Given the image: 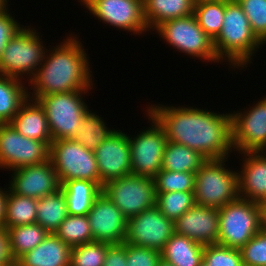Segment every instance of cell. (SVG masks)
<instances>
[{
  "instance_id": "cell-22",
  "label": "cell",
  "mask_w": 266,
  "mask_h": 266,
  "mask_svg": "<svg viewBox=\"0 0 266 266\" xmlns=\"http://www.w3.org/2000/svg\"><path fill=\"white\" fill-rule=\"evenodd\" d=\"M72 247L55 233L47 237L33 250L22 255L17 266H70Z\"/></svg>"
},
{
  "instance_id": "cell-4",
  "label": "cell",
  "mask_w": 266,
  "mask_h": 266,
  "mask_svg": "<svg viewBox=\"0 0 266 266\" xmlns=\"http://www.w3.org/2000/svg\"><path fill=\"white\" fill-rule=\"evenodd\" d=\"M39 33L34 27L23 26L13 36L0 58L1 75L27 82L34 77L48 50Z\"/></svg>"
},
{
  "instance_id": "cell-43",
  "label": "cell",
  "mask_w": 266,
  "mask_h": 266,
  "mask_svg": "<svg viewBox=\"0 0 266 266\" xmlns=\"http://www.w3.org/2000/svg\"><path fill=\"white\" fill-rule=\"evenodd\" d=\"M16 264L10 251L8 231L0 227V266H12Z\"/></svg>"
},
{
  "instance_id": "cell-45",
  "label": "cell",
  "mask_w": 266,
  "mask_h": 266,
  "mask_svg": "<svg viewBox=\"0 0 266 266\" xmlns=\"http://www.w3.org/2000/svg\"><path fill=\"white\" fill-rule=\"evenodd\" d=\"M261 230L266 233V203L261 204Z\"/></svg>"
},
{
  "instance_id": "cell-6",
  "label": "cell",
  "mask_w": 266,
  "mask_h": 266,
  "mask_svg": "<svg viewBox=\"0 0 266 266\" xmlns=\"http://www.w3.org/2000/svg\"><path fill=\"white\" fill-rule=\"evenodd\" d=\"M154 30L180 53L203 59L202 62H222L216 54L214 40L203 31L194 15L164 21Z\"/></svg>"
},
{
  "instance_id": "cell-44",
  "label": "cell",
  "mask_w": 266,
  "mask_h": 266,
  "mask_svg": "<svg viewBox=\"0 0 266 266\" xmlns=\"http://www.w3.org/2000/svg\"><path fill=\"white\" fill-rule=\"evenodd\" d=\"M7 188H0V227L4 226L5 212H6V200H7Z\"/></svg>"
},
{
  "instance_id": "cell-18",
  "label": "cell",
  "mask_w": 266,
  "mask_h": 266,
  "mask_svg": "<svg viewBox=\"0 0 266 266\" xmlns=\"http://www.w3.org/2000/svg\"><path fill=\"white\" fill-rule=\"evenodd\" d=\"M8 189L15 194L42 198L61 189L58 175L50 159L41 164L12 170Z\"/></svg>"
},
{
  "instance_id": "cell-21",
  "label": "cell",
  "mask_w": 266,
  "mask_h": 266,
  "mask_svg": "<svg viewBox=\"0 0 266 266\" xmlns=\"http://www.w3.org/2000/svg\"><path fill=\"white\" fill-rule=\"evenodd\" d=\"M10 124L23 136L45 142L49 147L53 141L45 111L37 100L28 98Z\"/></svg>"
},
{
  "instance_id": "cell-28",
  "label": "cell",
  "mask_w": 266,
  "mask_h": 266,
  "mask_svg": "<svg viewBox=\"0 0 266 266\" xmlns=\"http://www.w3.org/2000/svg\"><path fill=\"white\" fill-rule=\"evenodd\" d=\"M36 210V222L49 233H55L68 215L67 200L62 189L37 199Z\"/></svg>"
},
{
  "instance_id": "cell-38",
  "label": "cell",
  "mask_w": 266,
  "mask_h": 266,
  "mask_svg": "<svg viewBox=\"0 0 266 266\" xmlns=\"http://www.w3.org/2000/svg\"><path fill=\"white\" fill-rule=\"evenodd\" d=\"M247 16L257 38L266 44V0H236Z\"/></svg>"
},
{
  "instance_id": "cell-39",
  "label": "cell",
  "mask_w": 266,
  "mask_h": 266,
  "mask_svg": "<svg viewBox=\"0 0 266 266\" xmlns=\"http://www.w3.org/2000/svg\"><path fill=\"white\" fill-rule=\"evenodd\" d=\"M239 250L244 266H266V233L260 230Z\"/></svg>"
},
{
  "instance_id": "cell-26",
  "label": "cell",
  "mask_w": 266,
  "mask_h": 266,
  "mask_svg": "<svg viewBox=\"0 0 266 266\" xmlns=\"http://www.w3.org/2000/svg\"><path fill=\"white\" fill-rule=\"evenodd\" d=\"M26 82L0 74V124L10 123L29 98Z\"/></svg>"
},
{
  "instance_id": "cell-23",
  "label": "cell",
  "mask_w": 266,
  "mask_h": 266,
  "mask_svg": "<svg viewBox=\"0 0 266 266\" xmlns=\"http://www.w3.org/2000/svg\"><path fill=\"white\" fill-rule=\"evenodd\" d=\"M195 0H143L144 17L149 30L162 22L193 15Z\"/></svg>"
},
{
  "instance_id": "cell-31",
  "label": "cell",
  "mask_w": 266,
  "mask_h": 266,
  "mask_svg": "<svg viewBox=\"0 0 266 266\" xmlns=\"http://www.w3.org/2000/svg\"><path fill=\"white\" fill-rule=\"evenodd\" d=\"M105 123L107 122L96 112L89 110L71 139L88 150L95 151L114 130V128L111 129L106 126L107 124Z\"/></svg>"
},
{
  "instance_id": "cell-11",
  "label": "cell",
  "mask_w": 266,
  "mask_h": 266,
  "mask_svg": "<svg viewBox=\"0 0 266 266\" xmlns=\"http://www.w3.org/2000/svg\"><path fill=\"white\" fill-rule=\"evenodd\" d=\"M150 127L134 137L129 136L132 174L154 178L162 169L163 154L168 142L163 127L147 112ZM151 122V123H150Z\"/></svg>"
},
{
  "instance_id": "cell-35",
  "label": "cell",
  "mask_w": 266,
  "mask_h": 266,
  "mask_svg": "<svg viewBox=\"0 0 266 266\" xmlns=\"http://www.w3.org/2000/svg\"><path fill=\"white\" fill-rule=\"evenodd\" d=\"M111 245L93 241L72 247L70 266H103L107 250Z\"/></svg>"
},
{
  "instance_id": "cell-33",
  "label": "cell",
  "mask_w": 266,
  "mask_h": 266,
  "mask_svg": "<svg viewBox=\"0 0 266 266\" xmlns=\"http://www.w3.org/2000/svg\"><path fill=\"white\" fill-rule=\"evenodd\" d=\"M55 234L71 247L93 242L87 215H67Z\"/></svg>"
},
{
  "instance_id": "cell-37",
  "label": "cell",
  "mask_w": 266,
  "mask_h": 266,
  "mask_svg": "<svg viewBox=\"0 0 266 266\" xmlns=\"http://www.w3.org/2000/svg\"><path fill=\"white\" fill-rule=\"evenodd\" d=\"M203 261L207 266H244L239 249L218 243L204 246Z\"/></svg>"
},
{
  "instance_id": "cell-15",
  "label": "cell",
  "mask_w": 266,
  "mask_h": 266,
  "mask_svg": "<svg viewBox=\"0 0 266 266\" xmlns=\"http://www.w3.org/2000/svg\"><path fill=\"white\" fill-rule=\"evenodd\" d=\"M174 233V221L154 206L127 219L124 243L161 251Z\"/></svg>"
},
{
  "instance_id": "cell-2",
  "label": "cell",
  "mask_w": 266,
  "mask_h": 266,
  "mask_svg": "<svg viewBox=\"0 0 266 266\" xmlns=\"http://www.w3.org/2000/svg\"><path fill=\"white\" fill-rule=\"evenodd\" d=\"M77 36L70 34L58 46L47 50L37 73L27 84H31L29 98L36 100L43 95L93 88L89 57Z\"/></svg>"
},
{
  "instance_id": "cell-1",
  "label": "cell",
  "mask_w": 266,
  "mask_h": 266,
  "mask_svg": "<svg viewBox=\"0 0 266 266\" xmlns=\"http://www.w3.org/2000/svg\"><path fill=\"white\" fill-rule=\"evenodd\" d=\"M145 110L163 127L168 141L197 150L207 160L228 158L234 150L231 112L151 104ZM229 155V156H228Z\"/></svg>"
},
{
  "instance_id": "cell-36",
  "label": "cell",
  "mask_w": 266,
  "mask_h": 266,
  "mask_svg": "<svg viewBox=\"0 0 266 266\" xmlns=\"http://www.w3.org/2000/svg\"><path fill=\"white\" fill-rule=\"evenodd\" d=\"M153 179L156 193L172 191L194 192L195 173L161 169Z\"/></svg>"
},
{
  "instance_id": "cell-9",
  "label": "cell",
  "mask_w": 266,
  "mask_h": 266,
  "mask_svg": "<svg viewBox=\"0 0 266 266\" xmlns=\"http://www.w3.org/2000/svg\"><path fill=\"white\" fill-rule=\"evenodd\" d=\"M49 159L61 184L73 179L96 182L101 187L94 151L73 139L54 140L50 144Z\"/></svg>"
},
{
  "instance_id": "cell-34",
  "label": "cell",
  "mask_w": 266,
  "mask_h": 266,
  "mask_svg": "<svg viewBox=\"0 0 266 266\" xmlns=\"http://www.w3.org/2000/svg\"><path fill=\"white\" fill-rule=\"evenodd\" d=\"M195 204L194 192L156 193L155 206L174 222Z\"/></svg>"
},
{
  "instance_id": "cell-46",
  "label": "cell",
  "mask_w": 266,
  "mask_h": 266,
  "mask_svg": "<svg viewBox=\"0 0 266 266\" xmlns=\"http://www.w3.org/2000/svg\"><path fill=\"white\" fill-rule=\"evenodd\" d=\"M158 266H174V265H172L171 263H169V262H167L161 258L159 263H158Z\"/></svg>"
},
{
  "instance_id": "cell-24",
  "label": "cell",
  "mask_w": 266,
  "mask_h": 266,
  "mask_svg": "<svg viewBox=\"0 0 266 266\" xmlns=\"http://www.w3.org/2000/svg\"><path fill=\"white\" fill-rule=\"evenodd\" d=\"M67 200L68 215H87L95 199L102 193V188L88 180L73 179L61 184Z\"/></svg>"
},
{
  "instance_id": "cell-40",
  "label": "cell",
  "mask_w": 266,
  "mask_h": 266,
  "mask_svg": "<svg viewBox=\"0 0 266 266\" xmlns=\"http://www.w3.org/2000/svg\"><path fill=\"white\" fill-rule=\"evenodd\" d=\"M160 259L159 250L126 243L127 266H158Z\"/></svg>"
},
{
  "instance_id": "cell-12",
  "label": "cell",
  "mask_w": 266,
  "mask_h": 266,
  "mask_svg": "<svg viewBox=\"0 0 266 266\" xmlns=\"http://www.w3.org/2000/svg\"><path fill=\"white\" fill-rule=\"evenodd\" d=\"M50 147L18 133L10 124H0V169L12 171L49 160Z\"/></svg>"
},
{
  "instance_id": "cell-20",
  "label": "cell",
  "mask_w": 266,
  "mask_h": 266,
  "mask_svg": "<svg viewBox=\"0 0 266 266\" xmlns=\"http://www.w3.org/2000/svg\"><path fill=\"white\" fill-rule=\"evenodd\" d=\"M240 154L244 162L237 172L239 197L260 205L266 203V152Z\"/></svg>"
},
{
  "instance_id": "cell-14",
  "label": "cell",
  "mask_w": 266,
  "mask_h": 266,
  "mask_svg": "<svg viewBox=\"0 0 266 266\" xmlns=\"http://www.w3.org/2000/svg\"><path fill=\"white\" fill-rule=\"evenodd\" d=\"M249 107L231 112L232 142L237 153L266 150V96Z\"/></svg>"
},
{
  "instance_id": "cell-48",
  "label": "cell",
  "mask_w": 266,
  "mask_h": 266,
  "mask_svg": "<svg viewBox=\"0 0 266 266\" xmlns=\"http://www.w3.org/2000/svg\"><path fill=\"white\" fill-rule=\"evenodd\" d=\"M199 266H207L206 263L204 261H202Z\"/></svg>"
},
{
  "instance_id": "cell-16",
  "label": "cell",
  "mask_w": 266,
  "mask_h": 266,
  "mask_svg": "<svg viewBox=\"0 0 266 266\" xmlns=\"http://www.w3.org/2000/svg\"><path fill=\"white\" fill-rule=\"evenodd\" d=\"M94 153L101 179V188L110 180L132 174L128 134L120 129H114Z\"/></svg>"
},
{
  "instance_id": "cell-41",
  "label": "cell",
  "mask_w": 266,
  "mask_h": 266,
  "mask_svg": "<svg viewBox=\"0 0 266 266\" xmlns=\"http://www.w3.org/2000/svg\"><path fill=\"white\" fill-rule=\"evenodd\" d=\"M8 7L0 10V58L8 42L24 26L12 16Z\"/></svg>"
},
{
  "instance_id": "cell-19",
  "label": "cell",
  "mask_w": 266,
  "mask_h": 266,
  "mask_svg": "<svg viewBox=\"0 0 266 266\" xmlns=\"http://www.w3.org/2000/svg\"><path fill=\"white\" fill-rule=\"evenodd\" d=\"M175 233L202 245L217 244L219 212L217 208L194 205L174 222Z\"/></svg>"
},
{
  "instance_id": "cell-7",
  "label": "cell",
  "mask_w": 266,
  "mask_h": 266,
  "mask_svg": "<svg viewBox=\"0 0 266 266\" xmlns=\"http://www.w3.org/2000/svg\"><path fill=\"white\" fill-rule=\"evenodd\" d=\"M91 89L39 96L54 140L71 139L80 127L88 109L83 95Z\"/></svg>"
},
{
  "instance_id": "cell-27",
  "label": "cell",
  "mask_w": 266,
  "mask_h": 266,
  "mask_svg": "<svg viewBox=\"0 0 266 266\" xmlns=\"http://www.w3.org/2000/svg\"><path fill=\"white\" fill-rule=\"evenodd\" d=\"M206 161L197 150L168 141L163 154L162 169L196 173Z\"/></svg>"
},
{
  "instance_id": "cell-47",
  "label": "cell",
  "mask_w": 266,
  "mask_h": 266,
  "mask_svg": "<svg viewBox=\"0 0 266 266\" xmlns=\"http://www.w3.org/2000/svg\"><path fill=\"white\" fill-rule=\"evenodd\" d=\"M9 0H0V10L8 5Z\"/></svg>"
},
{
  "instance_id": "cell-8",
  "label": "cell",
  "mask_w": 266,
  "mask_h": 266,
  "mask_svg": "<svg viewBox=\"0 0 266 266\" xmlns=\"http://www.w3.org/2000/svg\"><path fill=\"white\" fill-rule=\"evenodd\" d=\"M218 244L240 249L261 230V205L238 198L218 209Z\"/></svg>"
},
{
  "instance_id": "cell-32",
  "label": "cell",
  "mask_w": 266,
  "mask_h": 266,
  "mask_svg": "<svg viewBox=\"0 0 266 266\" xmlns=\"http://www.w3.org/2000/svg\"><path fill=\"white\" fill-rule=\"evenodd\" d=\"M224 14L225 1L223 0L196 1L193 11L199 26L213 40L222 30Z\"/></svg>"
},
{
  "instance_id": "cell-42",
  "label": "cell",
  "mask_w": 266,
  "mask_h": 266,
  "mask_svg": "<svg viewBox=\"0 0 266 266\" xmlns=\"http://www.w3.org/2000/svg\"><path fill=\"white\" fill-rule=\"evenodd\" d=\"M103 266H127L126 243L112 244L107 250Z\"/></svg>"
},
{
  "instance_id": "cell-3",
  "label": "cell",
  "mask_w": 266,
  "mask_h": 266,
  "mask_svg": "<svg viewBox=\"0 0 266 266\" xmlns=\"http://www.w3.org/2000/svg\"><path fill=\"white\" fill-rule=\"evenodd\" d=\"M264 45L251 29L250 22L236 0L225 1L223 26L214 39L218 58L232 65L231 68L243 70L253 60L259 47ZM252 59V60H251Z\"/></svg>"
},
{
  "instance_id": "cell-10",
  "label": "cell",
  "mask_w": 266,
  "mask_h": 266,
  "mask_svg": "<svg viewBox=\"0 0 266 266\" xmlns=\"http://www.w3.org/2000/svg\"><path fill=\"white\" fill-rule=\"evenodd\" d=\"M102 193L112 201L127 218L155 206L156 188L154 179L129 174L103 184Z\"/></svg>"
},
{
  "instance_id": "cell-13",
  "label": "cell",
  "mask_w": 266,
  "mask_h": 266,
  "mask_svg": "<svg viewBox=\"0 0 266 266\" xmlns=\"http://www.w3.org/2000/svg\"><path fill=\"white\" fill-rule=\"evenodd\" d=\"M92 16L113 28L132 34L149 32L145 17L143 0H79ZM140 33V34H139Z\"/></svg>"
},
{
  "instance_id": "cell-25",
  "label": "cell",
  "mask_w": 266,
  "mask_h": 266,
  "mask_svg": "<svg viewBox=\"0 0 266 266\" xmlns=\"http://www.w3.org/2000/svg\"><path fill=\"white\" fill-rule=\"evenodd\" d=\"M204 245L174 233L160 251L161 258L174 266H199L203 261Z\"/></svg>"
},
{
  "instance_id": "cell-5",
  "label": "cell",
  "mask_w": 266,
  "mask_h": 266,
  "mask_svg": "<svg viewBox=\"0 0 266 266\" xmlns=\"http://www.w3.org/2000/svg\"><path fill=\"white\" fill-rule=\"evenodd\" d=\"M227 160H207L195 173L196 205L220 209L239 198L238 170L229 169Z\"/></svg>"
},
{
  "instance_id": "cell-30",
  "label": "cell",
  "mask_w": 266,
  "mask_h": 266,
  "mask_svg": "<svg viewBox=\"0 0 266 266\" xmlns=\"http://www.w3.org/2000/svg\"><path fill=\"white\" fill-rule=\"evenodd\" d=\"M37 199L12 193L7 189L4 228L36 223Z\"/></svg>"
},
{
  "instance_id": "cell-29",
  "label": "cell",
  "mask_w": 266,
  "mask_h": 266,
  "mask_svg": "<svg viewBox=\"0 0 266 266\" xmlns=\"http://www.w3.org/2000/svg\"><path fill=\"white\" fill-rule=\"evenodd\" d=\"M10 251L15 262L25 253L33 250L49 234L37 222L8 228Z\"/></svg>"
},
{
  "instance_id": "cell-17",
  "label": "cell",
  "mask_w": 266,
  "mask_h": 266,
  "mask_svg": "<svg viewBox=\"0 0 266 266\" xmlns=\"http://www.w3.org/2000/svg\"><path fill=\"white\" fill-rule=\"evenodd\" d=\"M93 241L123 244L127 234V218L101 193L87 214Z\"/></svg>"
}]
</instances>
